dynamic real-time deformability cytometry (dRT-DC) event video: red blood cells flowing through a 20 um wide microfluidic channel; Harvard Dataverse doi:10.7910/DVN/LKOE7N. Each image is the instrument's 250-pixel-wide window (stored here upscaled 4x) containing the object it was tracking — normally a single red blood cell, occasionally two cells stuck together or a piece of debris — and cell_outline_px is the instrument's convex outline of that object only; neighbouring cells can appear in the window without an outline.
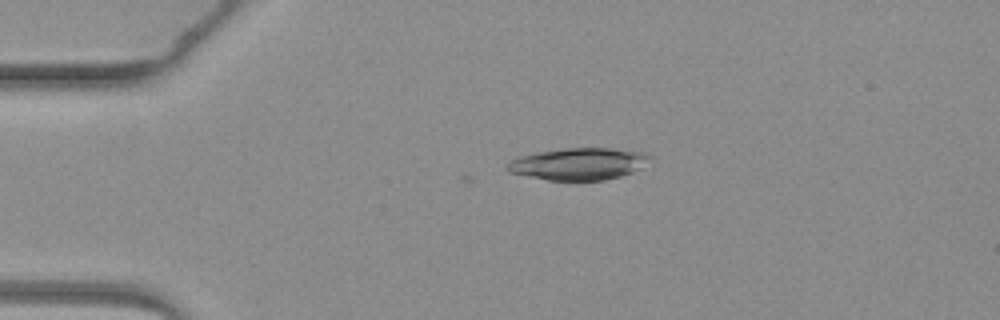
{"species": "common noctule bat (a hibernating species)", "species_latin": "Nyctalus noctula", "temperature_condition": "warm", "stored_images_in_passage": 2, "camera_frame_rate_fps": 3000, "um_per_image_px": 0.085, "animal": {"sex": "female", "body_mass_g": 19.3, "forearm_length_mm": 54.1}, "frame": {"image": 1, "passage_image": 1, "time_ms": 0.0, "image_size_px": [1000, 320], "cell_outline_px": [[652, 156], [640, 168], [632, 172], [620, 176], [604, 180], [548, 180], [508, 172], [508, 164], [512, 160], [520, 156], [536, 152], [564, 148], [612, 148], [644, 152]], "centroid_in_image_um": [49.19, 13.92], "position_along_channel_um": 35.8, "area_um2": 26.36}}